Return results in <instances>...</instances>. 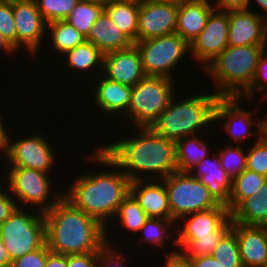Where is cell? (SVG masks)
<instances>
[{"instance_id": "4dcf8cb0", "label": "cell", "mask_w": 267, "mask_h": 267, "mask_svg": "<svg viewBox=\"0 0 267 267\" xmlns=\"http://www.w3.org/2000/svg\"><path fill=\"white\" fill-rule=\"evenodd\" d=\"M259 194L244 199L231 213L233 223L247 226H267V181Z\"/></svg>"}, {"instance_id": "bcb514c9", "label": "cell", "mask_w": 267, "mask_h": 267, "mask_svg": "<svg viewBox=\"0 0 267 267\" xmlns=\"http://www.w3.org/2000/svg\"><path fill=\"white\" fill-rule=\"evenodd\" d=\"M164 263H159L158 267H193L192 260L186 258L180 251L165 255L162 259ZM162 265V266H161Z\"/></svg>"}, {"instance_id": "7dc6e473", "label": "cell", "mask_w": 267, "mask_h": 267, "mask_svg": "<svg viewBox=\"0 0 267 267\" xmlns=\"http://www.w3.org/2000/svg\"><path fill=\"white\" fill-rule=\"evenodd\" d=\"M215 9L221 11H237L248 9V0H213Z\"/></svg>"}, {"instance_id": "74e56055", "label": "cell", "mask_w": 267, "mask_h": 267, "mask_svg": "<svg viewBox=\"0 0 267 267\" xmlns=\"http://www.w3.org/2000/svg\"><path fill=\"white\" fill-rule=\"evenodd\" d=\"M79 0H35L38 10L48 24L65 20L75 8Z\"/></svg>"}, {"instance_id": "e575fe53", "label": "cell", "mask_w": 267, "mask_h": 267, "mask_svg": "<svg viewBox=\"0 0 267 267\" xmlns=\"http://www.w3.org/2000/svg\"><path fill=\"white\" fill-rule=\"evenodd\" d=\"M223 267H243L236 234L230 229L211 254Z\"/></svg>"}, {"instance_id": "f546056e", "label": "cell", "mask_w": 267, "mask_h": 267, "mask_svg": "<svg viewBox=\"0 0 267 267\" xmlns=\"http://www.w3.org/2000/svg\"><path fill=\"white\" fill-rule=\"evenodd\" d=\"M140 0H114L105 2V12L114 24L133 43L138 41V14Z\"/></svg>"}, {"instance_id": "277c9868", "label": "cell", "mask_w": 267, "mask_h": 267, "mask_svg": "<svg viewBox=\"0 0 267 267\" xmlns=\"http://www.w3.org/2000/svg\"><path fill=\"white\" fill-rule=\"evenodd\" d=\"M191 87L194 92L190 93L180 88L182 91L177 92L150 127L171 142L177 143L184 137L214 132L215 106L220 96L214 90L206 93L205 88L204 93L198 90L196 93V87Z\"/></svg>"}, {"instance_id": "8d00e7d4", "label": "cell", "mask_w": 267, "mask_h": 267, "mask_svg": "<svg viewBox=\"0 0 267 267\" xmlns=\"http://www.w3.org/2000/svg\"><path fill=\"white\" fill-rule=\"evenodd\" d=\"M222 237L177 238V249L186 258L211 255Z\"/></svg>"}, {"instance_id": "ba28073f", "label": "cell", "mask_w": 267, "mask_h": 267, "mask_svg": "<svg viewBox=\"0 0 267 267\" xmlns=\"http://www.w3.org/2000/svg\"><path fill=\"white\" fill-rule=\"evenodd\" d=\"M134 45L140 53L146 76H162L177 80L175 77L180 75V78L183 77L182 83L185 81L184 77L187 73L184 74L185 76H181L183 75L181 71L185 70V67L179 66H182L183 63L186 65L185 61L190 56V45L177 33L137 41ZM185 57L186 60H184ZM177 68H180V71Z\"/></svg>"}, {"instance_id": "f1b7e54d", "label": "cell", "mask_w": 267, "mask_h": 267, "mask_svg": "<svg viewBox=\"0 0 267 267\" xmlns=\"http://www.w3.org/2000/svg\"><path fill=\"white\" fill-rule=\"evenodd\" d=\"M213 133L218 135L216 131L212 133L210 132V134L203 133L200 135L181 138L176 143L177 171L188 172L191 167L200 163L205 157L212 153L211 151H214L212 146L210 149V143L208 142L210 138H207Z\"/></svg>"}, {"instance_id": "8992f818", "label": "cell", "mask_w": 267, "mask_h": 267, "mask_svg": "<svg viewBox=\"0 0 267 267\" xmlns=\"http://www.w3.org/2000/svg\"><path fill=\"white\" fill-rule=\"evenodd\" d=\"M181 79L173 80L162 76H145L132 87L128 112L118 124L128 128L151 127L168 107L171 99L179 92ZM176 87V88H175ZM179 87V88H178Z\"/></svg>"}, {"instance_id": "5bb4252c", "label": "cell", "mask_w": 267, "mask_h": 267, "mask_svg": "<svg viewBox=\"0 0 267 267\" xmlns=\"http://www.w3.org/2000/svg\"><path fill=\"white\" fill-rule=\"evenodd\" d=\"M12 6L16 24V52L19 54L23 51V56H26L25 61L28 60L27 56L29 59H34L43 51L47 38V23L38 10L35 0L18 1Z\"/></svg>"}, {"instance_id": "60d3db41", "label": "cell", "mask_w": 267, "mask_h": 267, "mask_svg": "<svg viewBox=\"0 0 267 267\" xmlns=\"http://www.w3.org/2000/svg\"><path fill=\"white\" fill-rule=\"evenodd\" d=\"M0 33L16 51V24L11 3L0 2Z\"/></svg>"}, {"instance_id": "4fadbf2b", "label": "cell", "mask_w": 267, "mask_h": 267, "mask_svg": "<svg viewBox=\"0 0 267 267\" xmlns=\"http://www.w3.org/2000/svg\"><path fill=\"white\" fill-rule=\"evenodd\" d=\"M91 82L92 83L87 84L86 87L83 86L82 92L84 91L85 94L84 92L80 93L82 94L80 96H83L84 99L86 98V103H84V99L83 102L81 103L83 110L90 109L91 111L86 110V112L88 111L91 112V115L93 116L94 114L98 115L101 114L97 116L101 118L100 121L104 120V118H102L101 116L105 115L104 116L105 120L109 119L110 121V119H112L111 121H114L113 123L115 124H117L118 122L120 123V120L126 115V113L128 112V108L130 106L132 86L110 80L104 77L102 74L97 76ZM83 104L85 105V107L83 106ZM92 111H94V113H92Z\"/></svg>"}, {"instance_id": "603a6c76", "label": "cell", "mask_w": 267, "mask_h": 267, "mask_svg": "<svg viewBox=\"0 0 267 267\" xmlns=\"http://www.w3.org/2000/svg\"><path fill=\"white\" fill-rule=\"evenodd\" d=\"M135 238L136 242L131 241V243L135 244L133 247L139 244L142 249L139 252L147 248L146 244L151 247V250L155 248L156 253L160 248L163 253L157 254L159 258L178 251L176 223L173 220L149 217Z\"/></svg>"}, {"instance_id": "4316f807", "label": "cell", "mask_w": 267, "mask_h": 267, "mask_svg": "<svg viewBox=\"0 0 267 267\" xmlns=\"http://www.w3.org/2000/svg\"><path fill=\"white\" fill-rule=\"evenodd\" d=\"M86 41L92 43L103 54L127 49L134 44L119 30L105 11L91 27Z\"/></svg>"}, {"instance_id": "2e32d148", "label": "cell", "mask_w": 267, "mask_h": 267, "mask_svg": "<svg viewBox=\"0 0 267 267\" xmlns=\"http://www.w3.org/2000/svg\"><path fill=\"white\" fill-rule=\"evenodd\" d=\"M178 6L174 1L140 0L138 41L175 33Z\"/></svg>"}, {"instance_id": "c3c4849f", "label": "cell", "mask_w": 267, "mask_h": 267, "mask_svg": "<svg viewBox=\"0 0 267 267\" xmlns=\"http://www.w3.org/2000/svg\"><path fill=\"white\" fill-rule=\"evenodd\" d=\"M45 267H67V255L53 253L47 246V260Z\"/></svg>"}, {"instance_id": "9c48e42d", "label": "cell", "mask_w": 267, "mask_h": 267, "mask_svg": "<svg viewBox=\"0 0 267 267\" xmlns=\"http://www.w3.org/2000/svg\"><path fill=\"white\" fill-rule=\"evenodd\" d=\"M0 238L11 261L42 248L46 244L44 213L17 207L9 218L0 224Z\"/></svg>"}, {"instance_id": "681fc988", "label": "cell", "mask_w": 267, "mask_h": 267, "mask_svg": "<svg viewBox=\"0 0 267 267\" xmlns=\"http://www.w3.org/2000/svg\"><path fill=\"white\" fill-rule=\"evenodd\" d=\"M193 267H223L219 260L215 259L212 255H204L196 258H190Z\"/></svg>"}, {"instance_id": "f6af8a7d", "label": "cell", "mask_w": 267, "mask_h": 267, "mask_svg": "<svg viewBox=\"0 0 267 267\" xmlns=\"http://www.w3.org/2000/svg\"><path fill=\"white\" fill-rule=\"evenodd\" d=\"M1 108L3 109V107L0 106V109ZM3 116L4 113L2 115L0 113V166L2 165V162L5 161L8 153L9 137L11 132V129H8V124L10 125V121L5 119ZM6 120L7 122H4Z\"/></svg>"}, {"instance_id": "7402d4cb", "label": "cell", "mask_w": 267, "mask_h": 267, "mask_svg": "<svg viewBox=\"0 0 267 267\" xmlns=\"http://www.w3.org/2000/svg\"><path fill=\"white\" fill-rule=\"evenodd\" d=\"M243 267L267 266V226H247L232 223Z\"/></svg>"}, {"instance_id": "ffe728a7", "label": "cell", "mask_w": 267, "mask_h": 267, "mask_svg": "<svg viewBox=\"0 0 267 267\" xmlns=\"http://www.w3.org/2000/svg\"><path fill=\"white\" fill-rule=\"evenodd\" d=\"M102 75L118 83L135 86L146 76L137 47L133 44L127 49L104 54Z\"/></svg>"}, {"instance_id": "836d02e7", "label": "cell", "mask_w": 267, "mask_h": 267, "mask_svg": "<svg viewBox=\"0 0 267 267\" xmlns=\"http://www.w3.org/2000/svg\"><path fill=\"white\" fill-rule=\"evenodd\" d=\"M222 144V147L215 146L216 150L219 148L216 152L220 158L222 167L233 179L246 169L247 143L246 148L242 145Z\"/></svg>"}, {"instance_id": "d6986e66", "label": "cell", "mask_w": 267, "mask_h": 267, "mask_svg": "<svg viewBox=\"0 0 267 267\" xmlns=\"http://www.w3.org/2000/svg\"><path fill=\"white\" fill-rule=\"evenodd\" d=\"M228 46H267V20L251 10L229 11Z\"/></svg>"}, {"instance_id": "816d5d0a", "label": "cell", "mask_w": 267, "mask_h": 267, "mask_svg": "<svg viewBox=\"0 0 267 267\" xmlns=\"http://www.w3.org/2000/svg\"><path fill=\"white\" fill-rule=\"evenodd\" d=\"M0 54L2 55V57H5L3 56V54L7 55V57L10 55L8 59L13 55L15 56V54L18 55V53L5 41L1 33H0Z\"/></svg>"}, {"instance_id": "cb8c5ba5", "label": "cell", "mask_w": 267, "mask_h": 267, "mask_svg": "<svg viewBox=\"0 0 267 267\" xmlns=\"http://www.w3.org/2000/svg\"><path fill=\"white\" fill-rule=\"evenodd\" d=\"M130 193L148 217L171 220V210L164 180L132 181Z\"/></svg>"}, {"instance_id": "5b68a950", "label": "cell", "mask_w": 267, "mask_h": 267, "mask_svg": "<svg viewBox=\"0 0 267 267\" xmlns=\"http://www.w3.org/2000/svg\"><path fill=\"white\" fill-rule=\"evenodd\" d=\"M267 46H228L203 71L220 97H240L252 84ZM208 77H207V76Z\"/></svg>"}, {"instance_id": "44dd1931", "label": "cell", "mask_w": 267, "mask_h": 267, "mask_svg": "<svg viewBox=\"0 0 267 267\" xmlns=\"http://www.w3.org/2000/svg\"><path fill=\"white\" fill-rule=\"evenodd\" d=\"M188 173L199 179L219 204L228 205L232 190V178L222 167L215 149L200 163L191 167Z\"/></svg>"}, {"instance_id": "f5cc1de1", "label": "cell", "mask_w": 267, "mask_h": 267, "mask_svg": "<svg viewBox=\"0 0 267 267\" xmlns=\"http://www.w3.org/2000/svg\"><path fill=\"white\" fill-rule=\"evenodd\" d=\"M11 260L8 255L7 249L5 248V245L3 241L0 238V267H10Z\"/></svg>"}, {"instance_id": "7c38bea8", "label": "cell", "mask_w": 267, "mask_h": 267, "mask_svg": "<svg viewBox=\"0 0 267 267\" xmlns=\"http://www.w3.org/2000/svg\"><path fill=\"white\" fill-rule=\"evenodd\" d=\"M163 180L168 193L171 220L175 223L184 216L220 205L208 188L188 172L176 171Z\"/></svg>"}, {"instance_id": "ee69618b", "label": "cell", "mask_w": 267, "mask_h": 267, "mask_svg": "<svg viewBox=\"0 0 267 267\" xmlns=\"http://www.w3.org/2000/svg\"><path fill=\"white\" fill-rule=\"evenodd\" d=\"M98 252L67 255V267H96Z\"/></svg>"}, {"instance_id": "11a10c76", "label": "cell", "mask_w": 267, "mask_h": 267, "mask_svg": "<svg viewBox=\"0 0 267 267\" xmlns=\"http://www.w3.org/2000/svg\"><path fill=\"white\" fill-rule=\"evenodd\" d=\"M18 1H22V0H0V2H3V3H17Z\"/></svg>"}, {"instance_id": "6da1fadb", "label": "cell", "mask_w": 267, "mask_h": 267, "mask_svg": "<svg viewBox=\"0 0 267 267\" xmlns=\"http://www.w3.org/2000/svg\"><path fill=\"white\" fill-rule=\"evenodd\" d=\"M93 149L89 148L91 153L87 150L82 159L88 161V166L97 165L99 170L96 168V171L91 169L89 172L84 169L83 173L77 172L79 175L75 173L71 180L68 178L63 197L107 228L130 193L131 181L100 147Z\"/></svg>"}, {"instance_id": "f907efd6", "label": "cell", "mask_w": 267, "mask_h": 267, "mask_svg": "<svg viewBox=\"0 0 267 267\" xmlns=\"http://www.w3.org/2000/svg\"><path fill=\"white\" fill-rule=\"evenodd\" d=\"M254 1V2H253ZM248 0V10L254 11L257 15L264 17L267 20V0ZM256 4L255 8L254 5ZM251 5L254 9H252ZM260 9L257 11V8ZM263 11V12H262Z\"/></svg>"}, {"instance_id": "9a60e30c", "label": "cell", "mask_w": 267, "mask_h": 267, "mask_svg": "<svg viewBox=\"0 0 267 267\" xmlns=\"http://www.w3.org/2000/svg\"><path fill=\"white\" fill-rule=\"evenodd\" d=\"M228 12L214 9L205 28L190 44V59L201 72L228 47ZM193 57V58H192Z\"/></svg>"}, {"instance_id": "30bf717a", "label": "cell", "mask_w": 267, "mask_h": 267, "mask_svg": "<svg viewBox=\"0 0 267 267\" xmlns=\"http://www.w3.org/2000/svg\"><path fill=\"white\" fill-rule=\"evenodd\" d=\"M38 131L40 130H37L36 133L32 132L33 134L29 132V135L27 133L25 136V133H23V136L20 135L19 138L18 135H14L13 137V134L15 133L11 130L12 134L10 133L9 137L8 153L5 161L2 163L3 165L0 166V169L3 166L23 167L37 171H43L53 176L54 174H57L53 172V169L54 171L55 168L56 170L63 171L61 168L59 169L58 167L57 169V167H55L57 164H59V162L60 165L61 163H64L59 160L62 157L56 154L58 150L56 151L55 148L53 149L55 146L52 144H54L55 141L50 142V140L46 137L48 135H45L43 130H41V134Z\"/></svg>"}, {"instance_id": "83f0119b", "label": "cell", "mask_w": 267, "mask_h": 267, "mask_svg": "<svg viewBox=\"0 0 267 267\" xmlns=\"http://www.w3.org/2000/svg\"><path fill=\"white\" fill-rule=\"evenodd\" d=\"M148 218L149 217L140 207L135 197L131 193H129L120 204L115 218L106 228V235L107 237H111L114 236V233L116 232H121L122 234H124L123 232H125V234H127L123 235L125 237L128 236V234H130L128 237H130L131 235L136 236L140 229L145 225V222ZM116 227H118V230H116ZM113 229H115L116 231H114Z\"/></svg>"}, {"instance_id": "b9f144b4", "label": "cell", "mask_w": 267, "mask_h": 267, "mask_svg": "<svg viewBox=\"0 0 267 267\" xmlns=\"http://www.w3.org/2000/svg\"><path fill=\"white\" fill-rule=\"evenodd\" d=\"M47 260V244L11 261L10 267H45Z\"/></svg>"}, {"instance_id": "e0dca14e", "label": "cell", "mask_w": 267, "mask_h": 267, "mask_svg": "<svg viewBox=\"0 0 267 267\" xmlns=\"http://www.w3.org/2000/svg\"><path fill=\"white\" fill-rule=\"evenodd\" d=\"M232 223L228 207L220 204L184 216L176 223L177 238L223 237L231 229Z\"/></svg>"}, {"instance_id": "ab89813d", "label": "cell", "mask_w": 267, "mask_h": 267, "mask_svg": "<svg viewBox=\"0 0 267 267\" xmlns=\"http://www.w3.org/2000/svg\"><path fill=\"white\" fill-rule=\"evenodd\" d=\"M249 144L251 146L247 147L246 169L267 177V141L261 136Z\"/></svg>"}, {"instance_id": "f35d334b", "label": "cell", "mask_w": 267, "mask_h": 267, "mask_svg": "<svg viewBox=\"0 0 267 267\" xmlns=\"http://www.w3.org/2000/svg\"><path fill=\"white\" fill-rule=\"evenodd\" d=\"M257 93L263 94V96L261 94L259 95L261 99V101L258 102L259 104H262L264 100L265 102L267 101V49L258 60L256 74L251 86L240 97L247 99L248 102H250L249 104L247 102V105L250 106V104L252 105L255 99H257L256 97L258 96H255Z\"/></svg>"}, {"instance_id": "d590c367", "label": "cell", "mask_w": 267, "mask_h": 267, "mask_svg": "<svg viewBox=\"0 0 267 267\" xmlns=\"http://www.w3.org/2000/svg\"><path fill=\"white\" fill-rule=\"evenodd\" d=\"M112 238L113 237H107V242L98 251L96 267H127L126 264L131 261L130 258H133L129 257L124 247L122 248L120 246V242L123 244L124 239L120 241L119 239L115 238V240H117L115 241L114 238Z\"/></svg>"}, {"instance_id": "7bdbcfd3", "label": "cell", "mask_w": 267, "mask_h": 267, "mask_svg": "<svg viewBox=\"0 0 267 267\" xmlns=\"http://www.w3.org/2000/svg\"><path fill=\"white\" fill-rule=\"evenodd\" d=\"M0 224H2L18 207L15 198L0 181Z\"/></svg>"}, {"instance_id": "52a82bcc", "label": "cell", "mask_w": 267, "mask_h": 267, "mask_svg": "<svg viewBox=\"0 0 267 267\" xmlns=\"http://www.w3.org/2000/svg\"><path fill=\"white\" fill-rule=\"evenodd\" d=\"M0 171V181L15 198L18 207L45 213L63 197V187L57 189L60 181L56 182L58 178L54 181L48 173L23 167H2Z\"/></svg>"}, {"instance_id": "ac0fdd59", "label": "cell", "mask_w": 267, "mask_h": 267, "mask_svg": "<svg viewBox=\"0 0 267 267\" xmlns=\"http://www.w3.org/2000/svg\"><path fill=\"white\" fill-rule=\"evenodd\" d=\"M103 57L104 54L97 47H95L92 43L85 41L83 44L67 51L58 59L55 64H50L52 66L50 68H52V70L54 71V65L58 66L61 64V66H55V68L59 70L60 67V71H58L60 74L61 70H64V72H66H62L63 77H65L66 75H68V77L70 76V78H67L66 81H68V79L71 80V78L74 80V77H76L78 80L80 78L79 81L81 83L82 80V83L76 84H79L81 87V89L77 90L79 91L82 90L83 83L87 86V84L91 83L92 80L102 74ZM62 67L65 68L63 69ZM71 74L73 75V77H71Z\"/></svg>"}, {"instance_id": "9f6ffc18", "label": "cell", "mask_w": 267, "mask_h": 267, "mask_svg": "<svg viewBox=\"0 0 267 267\" xmlns=\"http://www.w3.org/2000/svg\"><path fill=\"white\" fill-rule=\"evenodd\" d=\"M163 1H174V2H179L180 0H163Z\"/></svg>"}, {"instance_id": "db71d44e", "label": "cell", "mask_w": 267, "mask_h": 267, "mask_svg": "<svg viewBox=\"0 0 267 267\" xmlns=\"http://www.w3.org/2000/svg\"><path fill=\"white\" fill-rule=\"evenodd\" d=\"M261 130H262L261 136L267 141V113L262 118V129Z\"/></svg>"}, {"instance_id": "484cf974", "label": "cell", "mask_w": 267, "mask_h": 267, "mask_svg": "<svg viewBox=\"0 0 267 267\" xmlns=\"http://www.w3.org/2000/svg\"><path fill=\"white\" fill-rule=\"evenodd\" d=\"M46 37L47 38H46V42L43 47V50L47 49L46 50L47 57H46V54H44L45 52L41 51L43 52V54L39 53L34 58L35 59L33 61L34 63L36 62V59L38 57L40 58L42 57V58L40 60L37 59L36 63H39L40 61H42L43 58L47 61L49 59V55L51 54L50 51L52 52V55L49 60L52 61L51 63H55L57 59H59L67 51L72 50L76 46L81 45L86 41V38L65 20L53 21V22L48 23ZM47 43H48V46H47ZM48 48H51V50ZM42 55H45V56L43 57Z\"/></svg>"}, {"instance_id": "d4e9b609", "label": "cell", "mask_w": 267, "mask_h": 267, "mask_svg": "<svg viewBox=\"0 0 267 267\" xmlns=\"http://www.w3.org/2000/svg\"><path fill=\"white\" fill-rule=\"evenodd\" d=\"M214 9L212 0H180L175 33L190 45L205 28Z\"/></svg>"}, {"instance_id": "3957f363", "label": "cell", "mask_w": 267, "mask_h": 267, "mask_svg": "<svg viewBox=\"0 0 267 267\" xmlns=\"http://www.w3.org/2000/svg\"><path fill=\"white\" fill-rule=\"evenodd\" d=\"M46 244L53 253L98 252L107 242L106 228L62 197L44 213Z\"/></svg>"}, {"instance_id": "7a4b0ae2", "label": "cell", "mask_w": 267, "mask_h": 267, "mask_svg": "<svg viewBox=\"0 0 267 267\" xmlns=\"http://www.w3.org/2000/svg\"><path fill=\"white\" fill-rule=\"evenodd\" d=\"M126 128L127 132L121 133L124 136L116 133L117 138L111 142L107 140L105 144L102 141L96 145L131 182L163 180L177 171L176 143L155 133L150 127L130 128L131 130Z\"/></svg>"}, {"instance_id": "1f68e13d", "label": "cell", "mask_w": 267, "mask_h": 267, "mask_svg": "<svg viewBox=\"0 0 267 267\" xmlns=\"http://www.w3.org/2000/svg\"><path fill=\"white\" fill-rule=\"evenodd\" d=\"M104 11L103 0H79L65 21L86 38L91 27Z\"/></svg>"}, {"instance_id": "d6a6232c", "label": "cell", "mask_w": 267, "mask_h": 267, "mask_svg": "<svg viewBox=\"0 0 267 267\" xmlns=\"http://www.w3.org/2000/svg\"><path fill=\"white\" fill-rule=\"evenodd\" d=\"M267 177L254 171L245 169L240 175L232 179V190L227 205L230 213L246 198L253 194H259Z\"/></svg>"}, {"instance_id": "8fae6325", "label": "cell", "mask_w": 267, "mask_h": 267, "mask_svg": "<svg viewBox=\"0 0 267 267\" xmlns=\"http://www.w3.org/2000/svg\"><path fill=\"white\" fill-rule=\"evenodd\" d=\"M247 101V99L244 100L242 97H220L218 99L215 106L214 125L215 127L217 125L215 131L220 129L222 131L221 135H224V131L226 133L225 135H228L223 143L228 144L230 141L231 145L245 146L244 143L250 141L248 139L261 137L263 116L260 118L257 117L258 112L261 114L258 110L260 108L257 105L254 106L256 111L254 109L246 110L242 106H246L245 102ZM242 102L244 105H242ZM256 117L258 120L254 119Z\"/></svg>"}]
</instances>
